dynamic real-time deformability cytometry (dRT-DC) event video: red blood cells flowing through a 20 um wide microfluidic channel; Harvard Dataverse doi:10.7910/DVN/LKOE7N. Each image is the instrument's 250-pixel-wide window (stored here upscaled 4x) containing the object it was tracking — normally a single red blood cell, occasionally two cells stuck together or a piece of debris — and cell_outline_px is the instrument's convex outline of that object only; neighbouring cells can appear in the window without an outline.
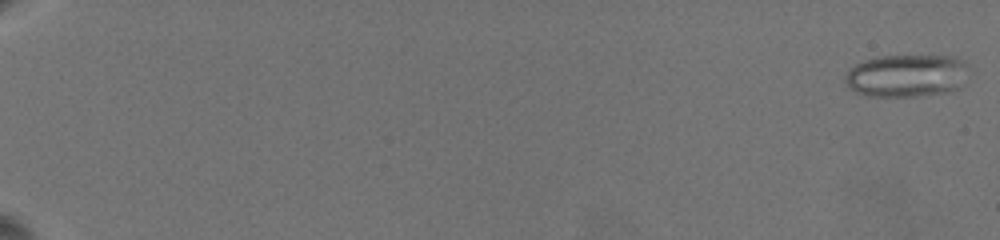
{"species": "common noctule bat (a hibernating species)", "species_latin": "Nyctalus noctula", "temperature_condition": "warm", "stored_images_in_passage": 38, "camera_frame_rate_fps": 3000, "um_per_image_px": 0.085, "animal": {"sex": "female", "body_mass_g": 19.5, "forearm_length_mm": 54.1}, "frame": {"image": 1, "passage_image": 2, "time_ms": 0.333, "image_size_px": [1000, 240], "cell_outline_px": [[968, 64], [956, 88], [948, 92], [916, 96], [864, 96], [848, 88], [844, 84], [844, 76], [856, 64], [864, 60], [876, 56], [952, 56], [964, 60]], "centroid_in_image_um": [76.96, 6.43], "position_along_channel_um": 8.0, "area_um2": 30.46}}
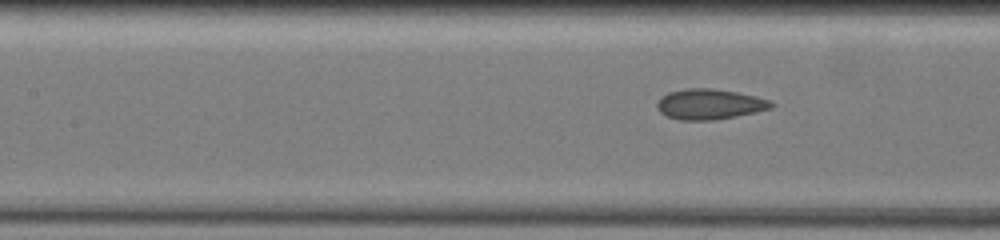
{"frame": {"image": 2, "passage_image": 22, "time_ms": 11.0, "image_size_px": [1000, 240], "cell_outline_px": [[776, 104], [772, 108], [756, 112], [736, 116], [712, 120], [680, 120], [668, 116], [660, 112], [656, 104], [660, 96], [668, 92], [684, 88], [712, 88], [736, 92], [756, 96], [772, 100]], "centroid_in_image_um": [60.33, 8.84], "position_along_channel_um": 147.1, "area_um2": 20.4}}
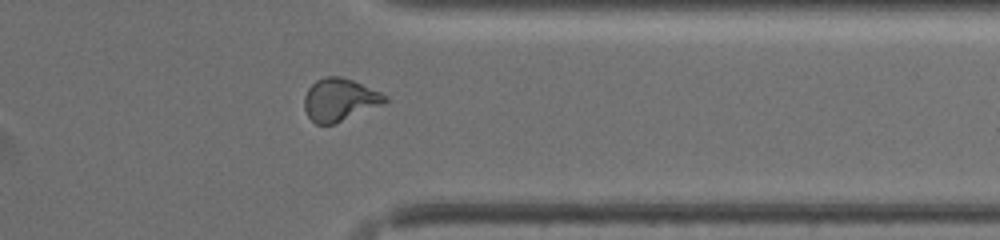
{"frame": {"image": 3, "passage_image": 33, "time_ms": 17.667, "image_size_px": [1000, 240], "cell_outline_px": [[388, 100], [380, 104], [332, 124], [316, 124], [308, 116], [304, 108], [304, 96], [308, 88], [316, 80], [324, 76], [340, 76], [352, 80], [380, 92], [388, 96]], "centroid_in_image_um": [28.81, 8.45], "position_along_channel_um": 382.6, "area_um2": 19.54}, "authors_computed_cell_mechanics": {"area_um2": 20.9814, "velocity_mm_per_s": 3.556, "shape_relaxation_time_tau1_ms": null, "shape_relaxation_time_tau2_ms": 0.9961, "deformation_change_tau1": null, "deformation_change_tau2": 0.079}}